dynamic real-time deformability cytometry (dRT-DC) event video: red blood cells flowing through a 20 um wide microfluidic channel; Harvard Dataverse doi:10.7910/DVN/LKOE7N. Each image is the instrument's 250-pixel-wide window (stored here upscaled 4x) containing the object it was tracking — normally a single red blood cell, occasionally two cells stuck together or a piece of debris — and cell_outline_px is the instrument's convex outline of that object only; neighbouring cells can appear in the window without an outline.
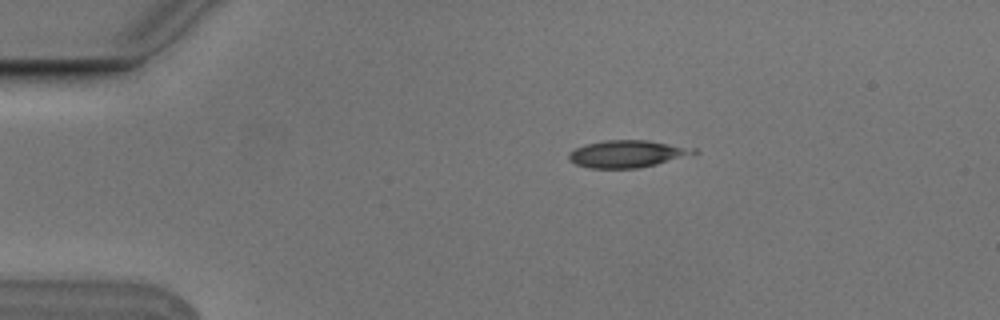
{"species": "Egyptian fruit bat (a non-hibernating species)", "species_latin": "Rousettus aegyptiacus", "temperature_condition": "cold", "stored_images_in_passage": 2, "camera_frame_rate_fps": 3000, "um_per_image_px": 0.085, "animal": {"sex": "male"}, "frame": {"image": 1, "passage_image": 1, "time_ms": 0.0, "image_size_px": [1000, 320], "cell_outline_px": [[684, 152], [676, 156], [656, 164], [636, 168], [592, 168], [576, 164], [568, 160], [568, 152], [584, 144], [604, 140], [648, 140], [668, 144], [680, 148]], "centroid_in_image_um": [52.91, 13.08], "position_along_channel_um": 32.1, "area_um2": 18.32}}